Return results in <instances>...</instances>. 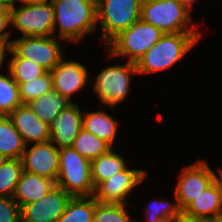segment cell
Segmentation results:
<instances>
[{"instance_id":"obj_1","label":"cell","mask_w":222,"mask_h":222,"mask_svg":"<svg viewBox=\"0 0 222 222\" xmlns=\"http://www.w3.org/2000/svg\"><path fill=\"white\" fill-rule=\"evenodd\" d=\"M55 18L53 36L81 44L97 31V0H51ZM57 32V33H56Z\"/></svg>"},{"instance_id":"obj_2","label":"cell","mask_w":222,"mask_h":222,"mask_svg":"<svg viewBox=\"0 0 222 222\" xmlns=\"http://www.w3.org/2000/svg\"><path fill=\"white\" fill-rule=\"evenodd\" d=\"M203 38V33H166L137 61L138 76L172 69Z\"/></svg>"},{"instance_id":"obj_3","label":"cell","mask_w":222,"mask_h":222,"mask_svg":"<svg viewBox=\"0 0 222 222\" xmlns=\"http://www.w3.org/2000/svg\"><path fill=\"white\" fill-rule=\"evenodd\" d=\"M140 19L164 34L202 33L193 15L178 0H143Z\"/></svg>"},{"instance_id":"obj_4","label":"cell","mask_w":222,"mask_h":222,"mask_svg":"<svg viewBox=\"0 0 222 222\" xmlns=\"http://www.w3.org/2000/svg\"><path fill=\"white\" fill-rule=\"evenodd\" d=\"M11 32L23 36H53L54 6L51 0H27L12 4L10 9Z\"/></svg>"},{"instance_id":"obj_5","label":"cell","mask_w":222,"mask_h":222,"mask_svg":"<svg viewBox=\"0 0 222 222\" xmlns=\"http://www.w3.org/2000/svg\"><path fill=\"white\" fill-rule=\"evenodd\" d=\"M163 35L160 29L139 19L129 28L121 31L104 48L107 51V57L111 59L121 57L127 62L136 64Z\"/></svg>"},{"instance_id":"obj_6","label":"cell","mask_w":222,"mask_h":222,"mask_svg":"<svg viewBox=\"0 0 222 222\" xmlns=\"http://www.w3.org/2000/svg\"><path fill=\"white\" fill-rule=\"evenodd\" d=\"M137 74L136 64L132 62L108 65L94 77L92 90L97 94L101 105L116 109L131 93V82Z\"/></svg>"},{"instance_id":"obj_7","label":"cell","mask_w":222,"mask_h":222,"mask_svg":"<svg viewBox=\"0 0 222 222\" xmlns=\"http://www.w3.org/2000/svg\"><path fill=\"white\" fill-rule=\"evenodd\" d=\"M142 1L97 0V30L103 46L140 19Z\"/></svg>"},{"instance_id":"obj_8","label":"cell","mask_w":222,"mask_h":222,"mask_svg":"<svg viewBox=\"0 0 222 222\" xmlns=\"http://www.w3.org/2000/svg\"><path fill=\"white\" fill-rule=\"evenodd\" d=\"M56 185L72 197L94 196L91 161L81 156L73 147L60 148Z\"/></svg>"},{"instance_id":"obj_9","label":"cell","mask_w":222,"mask_h":222,"mask_svg":"<svg viewBox=\"0 0 222 222\" xmlns=\"http://www.w3.org/2000/svg\"><path fill=\"white\" fill-rule=\"evenodd\" d=\"M55 36H23L12 39L9 58H24L51 71L66 55L62 42Z\"/></svg>"},{"instance_id":"obj_10","label":"cell","mask_w":222,"mask_h":222,"mask_svg":"<svg viewBox=\"0 0 222 222\" xmlns=\"http://www.w3.org/2000/svg\"><path fill=\"white\" fill-rule=\"evenodd\" d=\"M207 160L199 158L194 163L183 166L177 178L174 193L183 211L219 177L222 167L212 169Z\"/></svg>"},{"instance_id":"obj_11","label":"cell","mask_w":222,"mask_h":222,"mask_svg":"<svg viewBox=\"0 0 222 222\" xmlns=\"http://www.w3.org/2000/svg\"><path fill=\"white\" fill-rule=\"evenodd\" d=\"M131 167L132 165H128L123 171L101 182L95 188L94 197L96 201L131 205L130 199L135 193L134 190H137V186H141L140 184H143L148 178L147 169Z\"/></svg>"},{"instance_id":"obj_12","label":"cell","mask_w":222,"mask_h":222,"mask_svg":"<svg viewBox=\"0 0 222 222\" xmlns=\"http://www.w3.org/2000/svg\"><path fill=\"white\" fill-rule=\"evenodd\" d=\"M65 55L51 71L53 90L68 98L71 102L73 97L79 92L84 91L88 86V79H93L86 65L80 61L68 60ZM67 59V60H66ZM89 74V75H88Z\"/></svg>"},{"instance_id":"obj_13","label":"cell","mask_w":222,"mask_h":222,"mask_svg":"<svg viewBox=\"0 0 222 222\" xmlns=\"http://www.w3.org/2000/svg\"><path fill=\"white\" fill-rule=\"evenodd\" d=\"M71 197L55 185L42 199L21 209V222H57Z\"/></svg>"},{"instance_id":"obj_14","label":"cell","mask_w":222,"mask_h":222,"mask_svg":"<svg viewBox=\"0 0 222 222\" xmlns=\"http://www.w3.org/2000/svg\"><path fill=\"white\" fill-rule=\"evenodd\" d=\"M21 160L23 170L44 176L56 183L59 172V149L52 142L26 145Z\"/></svg>"},{"instance_id":"obj_15","label":"cell","mask_w":222,"mask_h":222,"mask_svg":"<svg viewBox=\"0 0 222 222\" xmlns=\"http://www.w3.org/2000/svg\"><path fill=\"white\" fill-rule=\"evenodd\" d=\"M82 128L83 110L78 102H73L49 124V141L58 149L72 147Z\"/></svg>"},{"instance_id":"obj_16","label":"cell","mask_w":222,"mask_h":222,"mask_svg":"<svg viewBox=\"0 0 222 222\" xmlns=\"http://www.w3.org/2000/svg\"><path fill=\"white\" fill-rule=\"evenodd\" d=\"M8 117L26 145L49 141V125L40 120L28 104L18 106Z\"/></svg>"},{"instance_id":"obj_17","label":"cell","mask_w":222,"mask_h":222,"mask_svg":"<svg viewBox=\"0 0 222 222\" xmlns=\"http://www.w3.org/2000/svg\"><path fill=\"white\" fill-rule=\"evenodd\" d=\"M222 214V183L219 177L183 210V217L214 219Z\"/></svg>"},{"instance_id":"obj_18","label":"cell","mask_w":222,"mask_h":222,"mask_svg":"<svg viewBox=\"0 0 222 222\" xmlns=\"http://www.w3.org/2000/svg\"><path fill=\"white\" fill-rule=\"evenodd\" d=\"M105 110L103 107L101 110L83 111V129L114 148L117 142L115 140L119 132L120 120L111 115V112L108 113Z\"/></svg>"},{"instance_id":"obj_19","label":"cell","mask_w":222,"mask_h":222,"mask_svg":"<svg viewBox=\"0 0 222 222\" xmlns=\"http://www.w3.org/2000/svg\"><path fill=\"white\" fill-rule=\"evenodd\" d=\"M55 185L49 178L23 170L13 199L22 209L25 205L42 199Z\"/></svg>"},{"instance_id":"obj_20","label":"cell","mask_w":222,"mask_h":222,"mask_svg":"<svg viewBox=\"0 0 222 222\" xmlns=\"http://www.w3.org/2000/svg\"><path fill=\"white\" fill-rule=\"evenodd\" d=\"M123 156L125 155H121L111 148L107 153L91 161V178L94 188L101 182L123 171L130 164Z\"/></svg>"},{"instance_id":"obj_21","label":"cell","mask_w":222,"mask_h":222,"mask_svg":"<svg viewBox=\"0 0 222 222\" xmlns=\"http://www.w3.org/2000/svg\"><path fill=\"white\" fill-rule=\"evenodd\" d=\"M173 194V202L165 197L151 199L143 210L145 221L138 222H178L183 217V211L179 207L176 194Z\"/></svg>"},{"instance_id":"obj_22","label":"cell","mask_w":222,"mask_h":222,"mask_svg":"<svg viewBox=\"0 0 222 222\" xmlns=\"http://www.w3.org/2000/svg\"><path fill=\"white\" fill-rule=\"evenodd\" d=\"M68 98L52 90L45 95L34 99L28 103L38 118L48 125L62 112L63 109L71 105Z\"/></svg>"},{"instance_id":"obj_23","label":"cell","mask_w":222,"mask_h":222,"mask_svg":"<svg viewBox=\"0 0 222 222\" xmlns=\"http://www.w3.org/2000/svg\"><path fill=\"white\" fill-rule=\"evenodd\" d=\"M26 144L8 116H0V152L8 159H22Z\"/></svg>"},{"instance_id":"obj_24","label":"cell","mask_w":222,"mask_h":222,"mask_svg":"<svg viewBox=\"0 0 222 222\" xmlns=\"http://www.w3.org/2000/svg\"><path fill=\"white\" fill-rule=\"evenodd\" d=\"M94 212V196L71 197L57 222H92Z\"/></svg>"},{"instance_id":"obj_25","label":"cell","mask_w":222,"mask_h":222,"mask_svg":"<svg viewBox=\"0 0 222 222\" xmlns=\"http://www.w3.org/2000/svg\"><path fill=\"white\" fill-rule=\"evenodd\" d=\"M5 73L0 75V116H8L18 106L22 105L19 85L5 68Z\"/></svg>"},{"instance_id":"obj_26","label":"cell","mask_w":222,"mask_h":222,"mask_svg":"<svg viewBox=\"0 0 222 222\" xmlns=\"http://www.w3.org/2000/svg\"><path fill=\"white\" fill-rule=\"evenodd\" d=\"M72 147L89 161L107 153L112 148L107 142L83 128L75 138Z\"/></svg>"},{"instance_id":"obj_27","label":"cell","mask_w":222,"mask_h":222,"mask_svg":"<svg viewBox=\"0 0 222 222\" xmlns=\"http://www.w3.org/2000/svg\"><path fill=\"white\" fill-rule=\"evenodd\" d=\"M6 68L16 83L33 81L44 75L47 70L32 60L24 58H8Z\"/></svg>"},{"instance_id":"obj_28","label":"cell","mask_w":222,"mask_h":222,"mask_svg":"<svg viewBox=\"0 0 222 222\" xmlns=\"http://www.w3.org/2000/svg\"><path fill=\"white\" fill-rule=\"evenodd\" d=\"M22 171L21 159H8L0 167V196L13 197Z\"/></svg>"},{"instance_id":"obj_29","label":"cell","mask_w":222,"mask_h":222,"mask_svg":"<svg viewBox=\"0 0 222 222\" xmlns=\"http://www.w3.org/2000/svg\"><path fill=\"white\" fill-rule=\"evenodd\" d=\"M128 204L99 203L95 199V212L92 222H134Z\"/></svg>"},{"instance_id":"obj_30","label":"cell","mask_w":222,"mask_h":222,"mask_svg":"<svg viewBox=\"0 0 222 222\" xmlns=\"http://www.w3.org/2000/svg\"><path fill=\"white\" fill-rule=\"evenodd\" d=\"M19 85L20 99L22 104H28L34 99L45 95L53 90L52 75L47 71L44 75L33 81L17 83Z\"/></svg>"},{"instance_id":"obj_31","label":"cell","mask_w":222,"mask_h":222,"mask_svg":"<svg viewBox=\"0 0 222 222\" xmlns=\"http://www.w3.org/2000/svg\"><path fill=\"white\" fill-rule=\"evenodd\" d=\"M0 222H21V208L13 197L0 196Z\"/></svg>"},{"instance_id":"obj_32","label":"cell","mask_w":222,"mask_h":222,"mask_svg":"<svg viewBox=\"0 0 222 222\" xmlns=\"http://www.w3.org/2000/svg\"><path fill=\"white\" fill-rule=\"evenodd\" d=\"M11 35L10 11L0 10V44H10Z\"/></svg>"},{"instance_id":"obj_33","label":"cell","mask_w":222,"mask_h":222,"mask_svg":"<svg viewBox=\"0 0 222 222\" xmlns=\"http://www.w3.org/2000/svg\"><path fill=\"white\" fill-rule=\"evenodd\" d=\"M10 53V44H0V71L4 68L3 65L5 63V66L7 65L5 59H7V55ZM4 71H1L0 75L3 74Z\"/></svg>"},{"instance_id":"obj_34","label":"cell","mask_w":222,"mask_h":222,"mask_svg":"<svg viewBox=\"0 0 222 222\" xmlns=\"http://www.w3.org/2000/svg\"><path fill=\"white\" fill-rule=\"evenodd\" d=\"M190 13L194 10V4L198 0H178Z\"/></svg>"},{"instance_id":"obj_35","label":"cell","mask_w":222,"mask_h":222,"mask_svg":"<svg viewBox=\"0 0 222 222\" xmlns=\"http://www.w3.org/2000/svg\"><path fill=\"white\" fill-rule=\"evenodd\" d=\"M178 222H214V219H193L189 217H182Z\"/></svg>"},{"instance_id":"obj_36","label":"cell","mask_w":222,"mask_h":222,"mask_svg":"<svg viewBox=\"0 0 222 222\" xmlns=\"http://www.w3.org/2000/svg\"><path fill=\"white\" fill-rule=\"evenodd\" d=\"M11 5L7 0H0V10H9Z\"/></svg>"},{"instance_id":"obj_37","label":"cell","mask_w":222,"mask_h":222,"mask_svg":"<svg viewBox=\"0 0 222 222\" xmlns=\"http://www.w3.org/2000/svg\"><path fill=\"white\" fill-rule=\"evenodd\" d=\"M8 160V158L0 152V167Z\"/></svg>"},{"instance_id":"obj_38","label":"cell","mask_w":222,"mask_h":222,"mask_svg":"<svg viewBox=\"0 0 222 222\" xmlns=\"http://www.w3.org/2000/svg\"><path fill=\"white\" fill-rule=\"evenodd\" d=\"M10 5L20 3L21 0H7Z\"/></svg>"},{"instance_id":"obj_39","label":"cell","mask_w":222,"mask_h":222,"mask_svg":"<svg viewBox=\"0 0 222 222\" xmlns=\"http://www.w3.org/2000/svg\"><path fill=\"white\" fill-rule=\"evenodd\" d=\"M214 222H222V214L214 218Z\"/></svg>"}]
</instances>
